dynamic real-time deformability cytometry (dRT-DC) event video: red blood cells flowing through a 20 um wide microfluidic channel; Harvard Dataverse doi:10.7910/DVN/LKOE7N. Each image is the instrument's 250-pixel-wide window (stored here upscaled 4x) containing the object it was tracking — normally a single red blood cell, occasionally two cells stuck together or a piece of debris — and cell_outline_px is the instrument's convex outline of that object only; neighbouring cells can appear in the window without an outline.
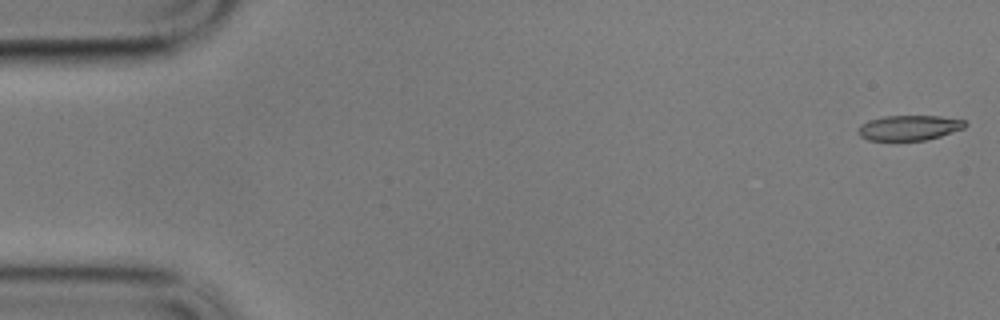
{"species": "common noctule bat (a hibernating species)", "species_latin": "Nyctalus noctula", "temperature_condition": "cold", "stored_images_in_passage": 58, "camera_frame_rate_fps": 3000, "um_per_image_px": 0.085, "animal": {"sex": "male", "body_mass_g": 17.9}, "frame": {"image": 1, "passage_image": 1, "time_ms": 0.0, "image_size_px": [1000, 320], "cell_outline_px": [[968, 124], [964, 128], [940, 136], [924, 140], [868, 140], [860, 136], [856, 132], [856, 128], [860, 124], [868, 120], [884, 116], [940, 116], [964, 120]], "centroid_in_image_um": [77.23, 10.85], "position_along_channel_um": 7.8, "area_um2": 15.72}}
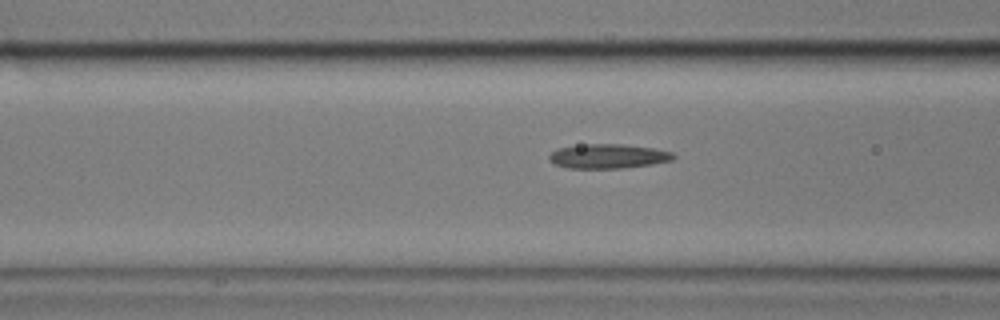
{"frame": {"image": 2, "passage_image": 22, "time_ms": 7.0, "image_size_px": [1000, 320], "cell_outline_px": [[676, 156], [672, 160], [652, 164], [620, 168], [568, 168], [556, 164], [548, 160], [548, 156], [556, 148], [588, 144], [624, 144], [652, 148], [672, 152]], "centroid_in_image_um": [51.67, 13.27], "position_along_channel_um": 114.9, "area_um2": 17.57}}
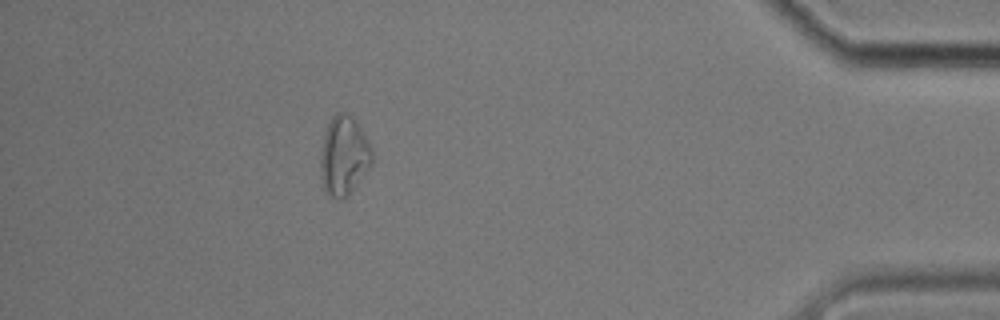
{"frame": {"image": 3, "passage_image": 52, "time_ms": 17.0, "image_size_px": [1000, 320], "cell_outline_px": [[372, 164], [348, 196], [340, 200], [336, 200], [324, 192], [320, 176], [320, 152], [324, 132], [332, 116], [336, 112], [348, 112], [356, 120], [372, 148]], "centroid_in_image_um": [29.2, 13.25], "position_along_channel_um": 406.0, "area_um2": 24.28}, "authors_computed_cell_mechanics": {"area_um2": 17.4267, "velocity_mm_per_s": 3.4078, "shape_relaxation_time_tau1_ms": 9.1114, "shape_relaxation_time_tau2_ms": null, "deformation_change_tau1": 0.1512, "deformation_change_tau2": null}}